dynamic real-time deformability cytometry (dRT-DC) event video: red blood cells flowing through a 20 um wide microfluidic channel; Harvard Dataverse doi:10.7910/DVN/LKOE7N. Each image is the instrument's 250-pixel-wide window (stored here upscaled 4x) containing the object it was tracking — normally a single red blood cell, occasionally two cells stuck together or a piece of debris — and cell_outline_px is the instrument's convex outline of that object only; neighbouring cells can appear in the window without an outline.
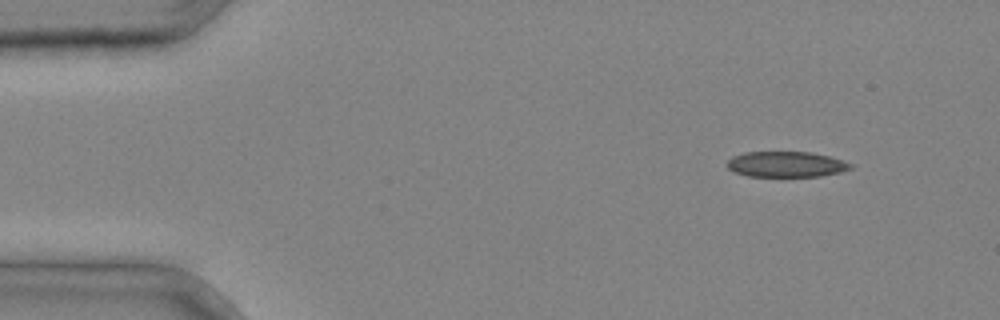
{"species": "common noctule bat (a hibernating species)", "species_latin": "Nyctalus noctula", "temperature_condition": "cold", "stored_images_in_passage": 3, "camera_frame_rate_fps": 3000, "um_per_image_px": 0.085, "animal": {"sex": "male", "body_mass_g": 20.4}, "frame": {"image": 1, "passage_image": 1, "time_ms": 0.0, "image_size_px": [1000, 320], "cell_outline_px": [[856, 168], [840, 172], [820, 176], [748, 176], [736, 172], [728, 168], [728, 160], [732, 156], [744, 152], [812, 152], [828, 156], [856, 164]], "centroid_in_image_um": [66.89, 13.96], "position_along_channel_um": 18.1, "area_um2": 18.5}}